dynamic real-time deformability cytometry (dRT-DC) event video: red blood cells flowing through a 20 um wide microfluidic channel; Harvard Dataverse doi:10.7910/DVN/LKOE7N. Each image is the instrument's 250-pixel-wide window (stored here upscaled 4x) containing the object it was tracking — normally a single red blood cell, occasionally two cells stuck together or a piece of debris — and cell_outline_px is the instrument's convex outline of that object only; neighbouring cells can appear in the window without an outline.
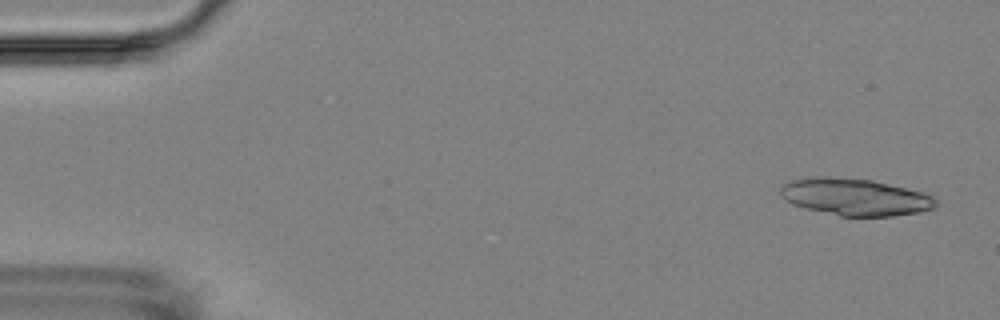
{"species": "Egyptian fruit bat (a non-hibernating species)", "species_latin": "Rousettus aegyptiacus", "temperature_condition": "room temperature", "stored_images_in_passage": 4, "camera_frame_rate_fps": 3000, "um_per_image_px": 0.085, "animal": {"sex": "female"}, "frame": {"image": 1, "passage_image": 1, "time_ms": 0.0, "image_size_px": [1000, 320], "cell_outline_px": [[936, 208], [920, 212], [892, 216], [840, 216], [792, 204], [780, 196], [780, 188], [784, 184], [792, 180], [808, 176], [824, 176], [872, 180], [920, 192], [932, 196], [936, 200]], "centroid_in_image_um": [72.66, 16.74], "position_along_channel_um": 12.3, "area_um2": 33.29}}